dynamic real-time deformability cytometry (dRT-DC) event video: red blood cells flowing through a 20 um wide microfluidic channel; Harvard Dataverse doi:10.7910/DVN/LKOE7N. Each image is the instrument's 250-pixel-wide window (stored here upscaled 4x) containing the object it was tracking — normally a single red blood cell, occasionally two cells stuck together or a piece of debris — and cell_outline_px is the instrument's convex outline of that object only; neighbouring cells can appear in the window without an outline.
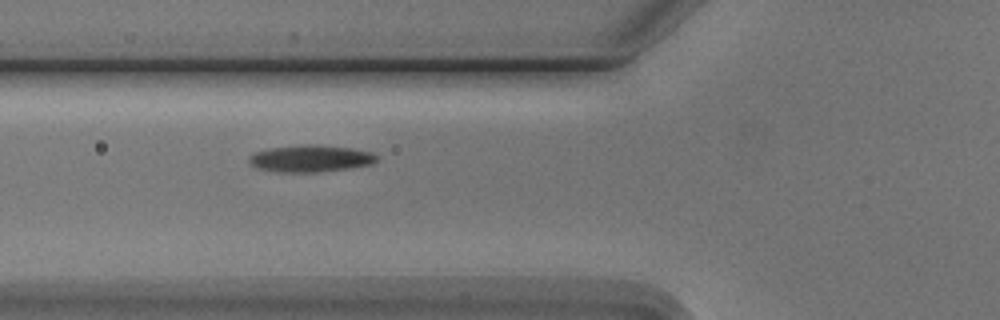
{"species": "Egyptian fruit bat (a non-hibernating species)", "species_latin": "Rousettus aegyptiacus", "temperature_condition": "cold", "stored_images_in_passage": 7, "camera_frame_rate_fps": 3000, "um_per_image_px": 0.085, "animal": {"sex": "male"}, "frame": {"image": 1, "passage_image": 7, "time_ms": 6.667, "image_size_px": [1000, 320], "cell_outline_px": [[376, 160], [372, 164], [348, 168], [320, 172], [276, 172], [260, 168], [252, 164], [248, 160], [248, 156], [256, 152], [268, 148], [304, 144], [352, 148], [372, 152], [376, 156]], "centroid_in_image_um": [26.38, 13.47], "position_along_channel_um": 99.4, "area_um2": 19.83}}